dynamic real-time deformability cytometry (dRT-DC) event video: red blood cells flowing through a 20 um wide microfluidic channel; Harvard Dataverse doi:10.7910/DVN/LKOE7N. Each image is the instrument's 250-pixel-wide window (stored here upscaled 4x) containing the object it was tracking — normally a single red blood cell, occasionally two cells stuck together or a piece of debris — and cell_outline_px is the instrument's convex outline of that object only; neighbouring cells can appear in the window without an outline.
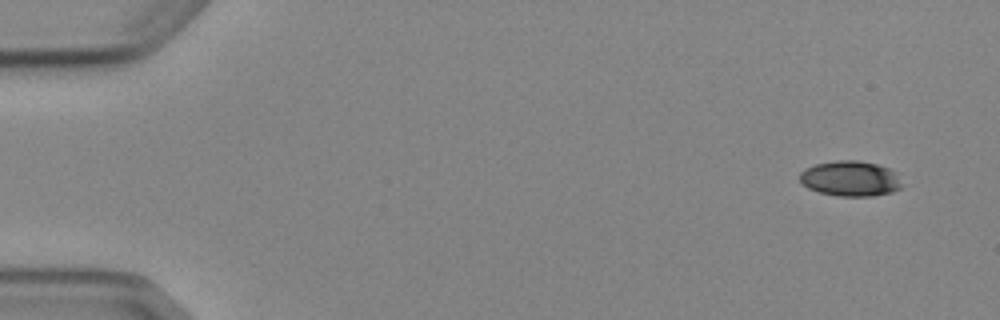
{"species": "Egyptian fruit bat (a non-hibernating species)", "species_latin": "Rousettus aegyptiacus", "temperature_condition": "cold", "stored_images_in_passage": 5, "camera_frame_rate_fps": 3000, "um_per_image_px": 0.085, "animal": {"sex": "female"}, "frame": {"image": 1, "passage_image": 1, "time_ms": 0.0, "image_size_px": [1000, 320], "cell_outline_px": [[900, 188], [892, 192], [872, 196], [840, 196], [820, 192], [808, 188], [800, 180], [800, 172], [804, 168], [816, 164], [836, 160], [860, 160], [876, 164], [888, 168], [896, 172], [900, 184]], "centroid_in_image_um": [72.26, 15.17], "position_along_channel_um": 12.7, "area_um2": 20.92}}
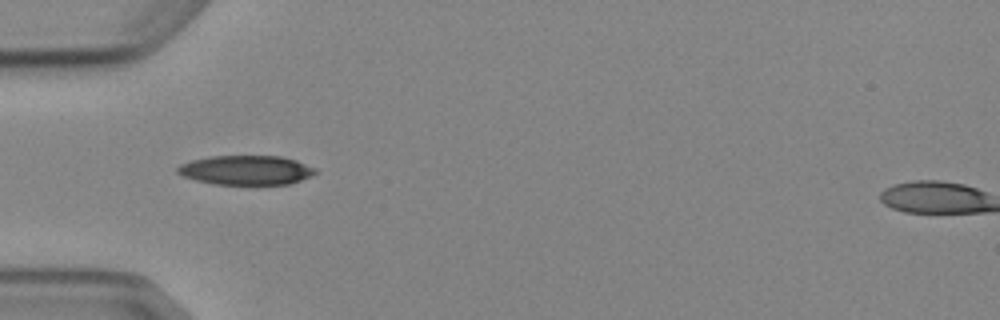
{"frame": {"image": 2, "passage_image": 5, "time_ms": 4.667, "image_size_px": [1000, 320], "cell_outline_px": [[320, 172], [312, 176], [292, 184], [216, 184], [196, 180], [184, 176], [176, 172], [176, 168], [180, 164], [192, 160], [208, 156], [280, 156], [296, 160], [316, 168]], "centroid_in_image_um": [20.97, 14.46], "position_along_channel_um": 64.0, "area_um2": 23.76}}